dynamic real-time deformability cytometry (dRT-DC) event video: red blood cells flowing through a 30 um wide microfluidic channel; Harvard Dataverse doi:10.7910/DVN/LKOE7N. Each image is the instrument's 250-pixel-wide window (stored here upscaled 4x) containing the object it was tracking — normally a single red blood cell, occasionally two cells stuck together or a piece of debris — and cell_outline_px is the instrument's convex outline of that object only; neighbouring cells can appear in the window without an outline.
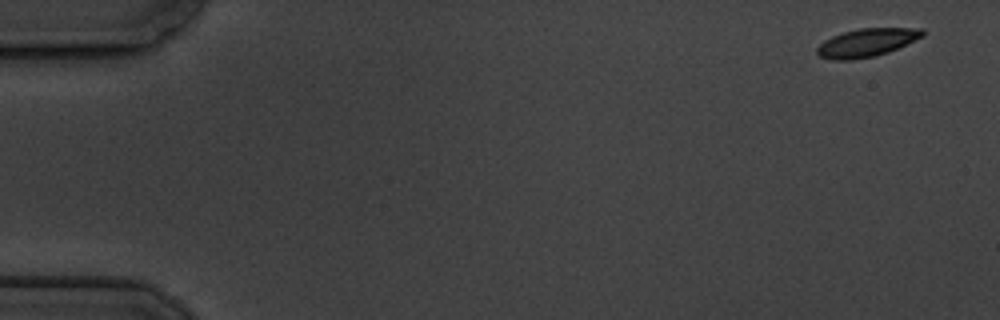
{"species": "common noctule bat (a hibernating species)", "species_latin": "Nyctalus noctula", "temperature_condition": "cold", "stored_images_in_passage": 3, "camera_frame_rate_fps": 3000, "um_per_image_px": 0.085, "animal": {"sex": "male", "body_mass_g": 19.5, "forearm_length_mm": 54.6}, "frame": {"image": 1, "passage_image": 1, "time_ms": 0.0, "image_size_px": [1000, 320], "cell_outline_px": [[924, 36], [888, 52], [876, 56], [852, 60], [832, 60], [820, 56], [816, 52], [816, 48], [824, 40], [832, 36], [844, 32], [860, 28], [924, 28]], "centroid_in_image_um": [73.66, 3.63], "position_along_channel_um": 11.3, "area_um2": 17.34}}